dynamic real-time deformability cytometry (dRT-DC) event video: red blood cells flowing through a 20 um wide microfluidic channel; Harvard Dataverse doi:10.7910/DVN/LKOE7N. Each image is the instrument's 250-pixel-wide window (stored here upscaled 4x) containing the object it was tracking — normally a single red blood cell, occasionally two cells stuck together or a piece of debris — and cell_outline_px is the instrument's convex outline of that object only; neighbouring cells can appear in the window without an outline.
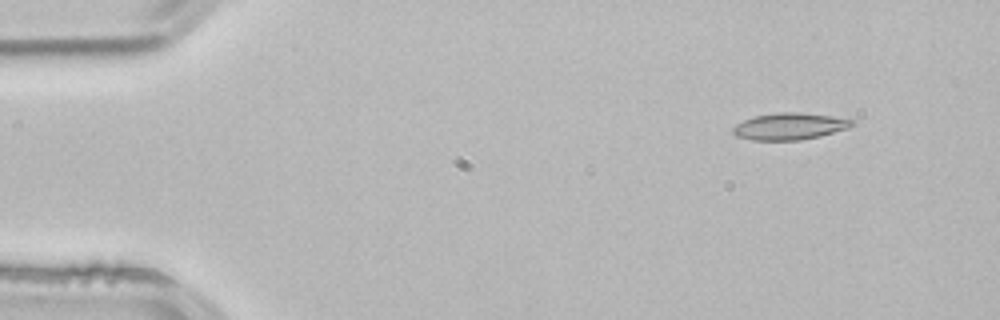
{"species": "common noctule bat (a hibernating species)", "species_latin": "Nyctalus noctula", "temperature_condition": "room temperature", "stored_images_in_passage": 3, "camera_frame_rate_fps": 3000, "um_per_image_px": 0.085, "animal": {"sex": "male", "body_mass_g": 21.5, "forearm_length_mm": 52.0}, "frame": {"image": 1, "passage_image": 1, "time_ms": 0.0, "image_size_px": [1000, 320], "cell_outline_px": [[856, 124], [848, 128], [820, 136], [800, 140], [752, 140], [736, 136], [732, 132], [732, 128], [736, 124], [744, 120], [756, 116], [780, 112], [800, 112], [832, 116], [856, 120]], "centroid_in_image_um": [67.15, 10.73], "position_along_channel_um": 17.9, "area_um2": 18.61}}
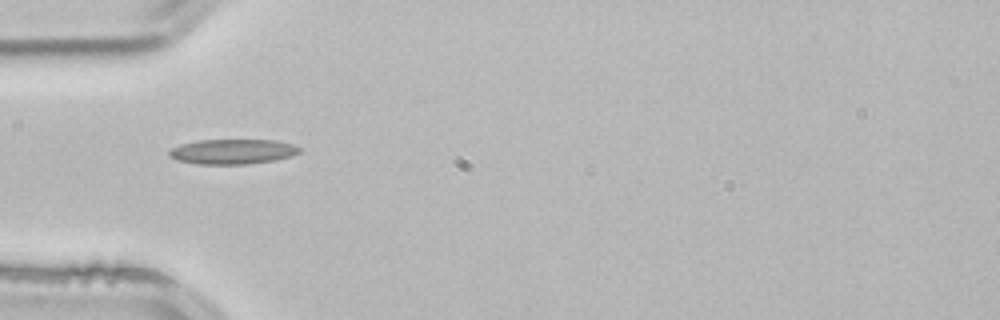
{"frame": {"image": 2, "passage_image": 3, "time_ms": 0.667, "image_size_px": [1000, 320], "cell_outline_px": [[300, 152], [292, 156], [276, 160], [248, 164], [200, 164], [176, 160], [168, 156], [168, 152], [172, 148], [180, 144], [200, 140], [276, 140], [292, 144], [300, 148]], "centroid_in_image_um": [19.77, 12.89], "position_along_channel_um": 65.2, "area_um2": 19.02}}